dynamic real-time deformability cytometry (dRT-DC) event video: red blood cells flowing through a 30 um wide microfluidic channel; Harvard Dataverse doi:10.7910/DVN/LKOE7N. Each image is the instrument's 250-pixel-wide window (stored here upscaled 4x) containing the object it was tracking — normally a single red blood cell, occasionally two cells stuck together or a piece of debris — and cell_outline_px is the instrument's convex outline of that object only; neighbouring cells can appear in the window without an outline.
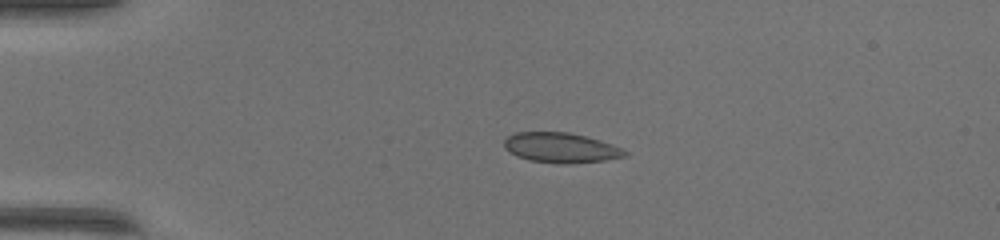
{"species": "common noctule bat (a hibernating species)", "species_latin": "Nyctalus noctula", "temperature_condition": "warm", "stored_images_in_passage": 50, "camera_frame_rate_fps": 3000, "um_per_image_px": 0.085, "animal": {"sex": "female", "body_mass_g": 17.0, "forearm_length_mm": 48.0}, "frame": {"image": 1, "passage_image": 12, "time_ms": 3.667, "image_size_px": [1000, 240], "cell_outline_px": [[628, 156], [604, 160], [568, 164], [560, 164], [528, 160], [516, 156], [508, 152], [504, 148], [504, 140], [508, 136], [516, 132], [568, 132], [600, 140], [612, 144], [628, 152]], "centroid_in_image_um": [47.64, 12.56], "position_along_channel_um": 37.4, "area_um2": 21.21}}
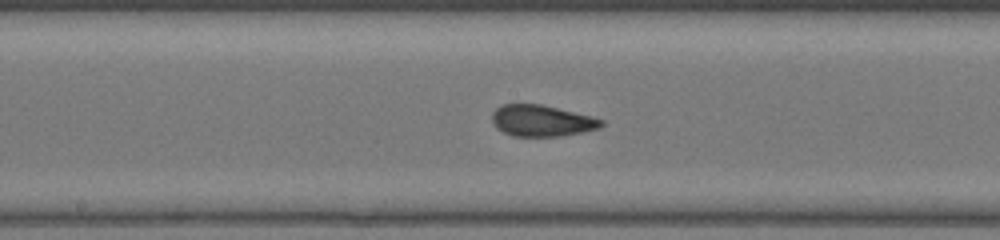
{"frame": {"image": 2, "passage_image": 27, "time_ms": 8.667, "image_size_px": [1000, 240], "cell_outline_px": [[604, 124], [600, 128], [560, 136], [512, 136], [496, 128], [492, 120], [492, 112], [500, 104], [540, 104], [592, 116], [604, 120]], "centroid_in_image_um": [46.03, 10.25], "position_along_channel_um": 202.2, "area_um2": 19.94}}
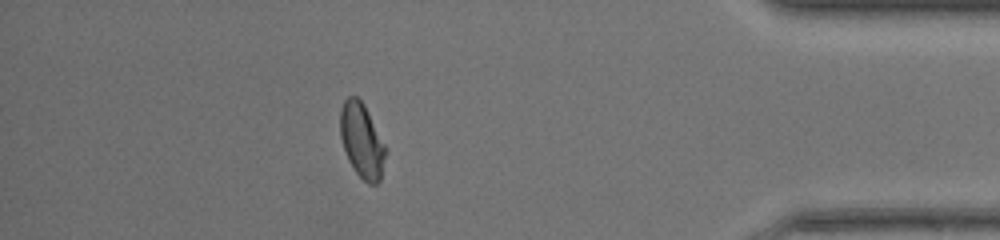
{"frame": {"image": 3, "passage_image": 44, "time_ms": 14.333, "image_size_px": [1000, 240], "cell_outline_px": [[388, 152], [380, 180], [376, 184], [368, 184], [356, 172], [348, 160], [340, 136], [340, 108], [344, 100], [348, 96], [356, 96], [364, 104], [388, 148]], "centroid_in_image_um": [30.79, 11.95], "position_along_channel_um": 404.4, "area_um2": 20.06}}